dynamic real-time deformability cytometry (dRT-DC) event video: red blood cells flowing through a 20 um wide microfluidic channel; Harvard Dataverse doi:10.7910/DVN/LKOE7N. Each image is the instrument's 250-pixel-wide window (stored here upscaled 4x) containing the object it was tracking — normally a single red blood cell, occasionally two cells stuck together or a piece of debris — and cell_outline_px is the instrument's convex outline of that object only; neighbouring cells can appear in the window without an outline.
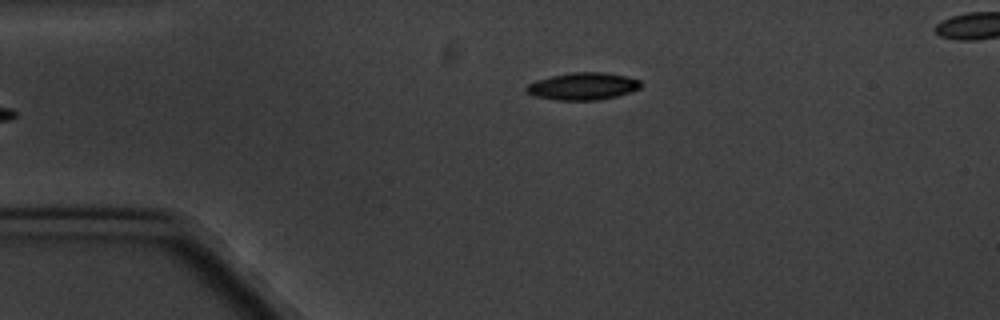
{"species": "common noctule bat (a hibernating species)", "species_latin": "Nyctalus noctula", "temperature_condition": "cold", "stored_images_in_passage": 4, "camera_frame_rate_fps": 3000, "um_per_image_px": 0.085, "animal": {"sex": "male", "body_mass_g": 20.1, "forearm_length_mm": 53.5}, "frame": {"image": 1, "passage_image": 4, "time_ms": 3.667, "image_size_px": [1000, 320], "cell_outline_px": [[640, 88], [616, 96], [596, 100], [556, 100], [532, 96], [524, 92], [524, 88], [528, 84], [536, 80], [552, 76], [572, 72], [604, 72], [628, 76], [640, 80]], "centroid_in_image_um": [49.49, 7.33], "position_along_channel_um": 35.5, "area_um2": 18.26}}